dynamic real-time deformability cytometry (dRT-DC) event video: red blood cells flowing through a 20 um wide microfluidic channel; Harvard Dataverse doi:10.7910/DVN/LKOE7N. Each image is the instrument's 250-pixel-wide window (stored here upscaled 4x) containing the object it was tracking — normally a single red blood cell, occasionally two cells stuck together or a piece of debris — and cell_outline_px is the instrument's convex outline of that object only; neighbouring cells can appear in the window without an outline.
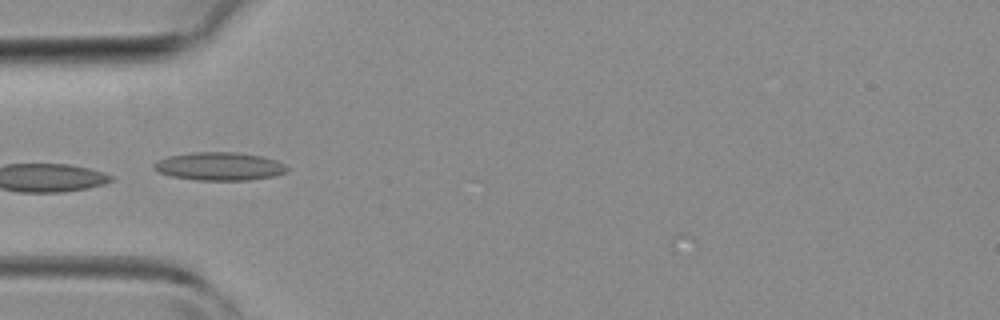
{"species": "common noctule bat (a hibernating species)", "species_latin": "Nyctalus noctula", "temperature_condition": "room temperature", "stored_images_in_passage": 31, "camera_frame_rate_fps": 3000, "um_per_image_px": 0.085, "animal": {"sex": "female", "body_mass_g": 19.3, "forearm_length_mm": 54.1}, "frame": {"image": 1, "passage_image": 1, "time_ms": 0.0, "image_size_px": [1000, 320], "cell_outline_px": [[288, 172], [276, 176], [248, 180], [196, 180], [172, 176], [156, 172], [152, 168], [152, 164], [168, 156], [192, 152], [240, 152], [264, 156], [276, 160], [284, 164], [288, 168]], "centroid_in_image_um": [18.67, 14.13], "position_along_channel_um": 66.3, "area_um2": 22.14}}